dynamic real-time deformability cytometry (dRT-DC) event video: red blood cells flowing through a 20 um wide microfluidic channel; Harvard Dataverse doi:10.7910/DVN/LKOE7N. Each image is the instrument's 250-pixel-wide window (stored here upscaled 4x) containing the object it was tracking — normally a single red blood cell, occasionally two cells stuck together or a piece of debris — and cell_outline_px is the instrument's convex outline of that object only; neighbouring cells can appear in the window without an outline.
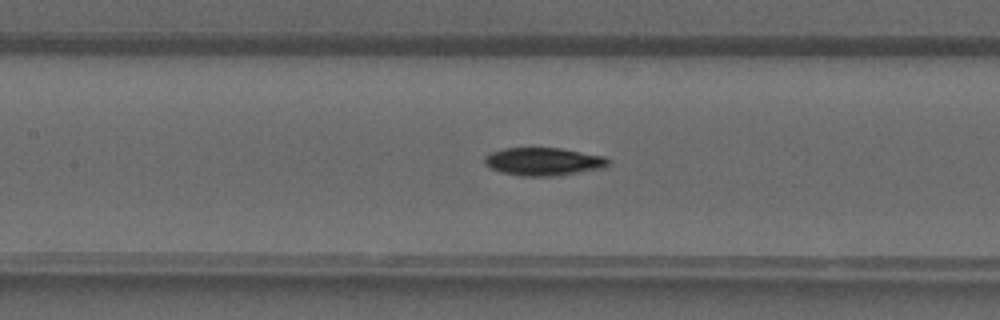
{"species": "common noctule bat (a hibernating species)", "species_latin": "Nyctalus noctula", "temperature_condition": "warm", "stored_images_in_passage": 41, "camera_frame_rate_fps": 3000, "um_per_image_px": 0.085, "animal": {"sex": "male", "forearm_length_mm": 52.5}, "frame": {"image": 1, "passage_image": 19, "time_ms": 6.0, "image_size_px": [1000, 320], "cell_outline_px": [[612, 164], [604, 168], [552, 176], [520, 176], [500, 172], [484, 164], [484, 156], [492, 152], [504, 148], [560, 148], [604, 156], [612, 160]], "centroid_in_image_um": [46.22, 13.73], "position_along_channel_um": 161.2, "area_um2": 20.23}}
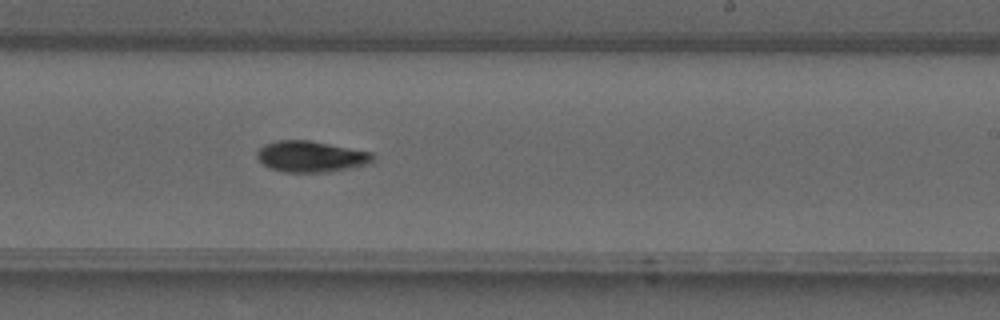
{"frame": {"image": 2, "passage_image": 25, "time_ms": 8.0, "image_size_px": [1000, 320], "cell_outline_px": [[372, 160], [368, 164], [328, 172], [284, 172], [268, 168], [256, 156], [256, 152], [264, 144], [276, 140], [308, 140], [372, 152]], "centroid_in_image_um": [26.38, 13.3], "position_along_channel_um": 262.6, "area_um2": 20.87}}
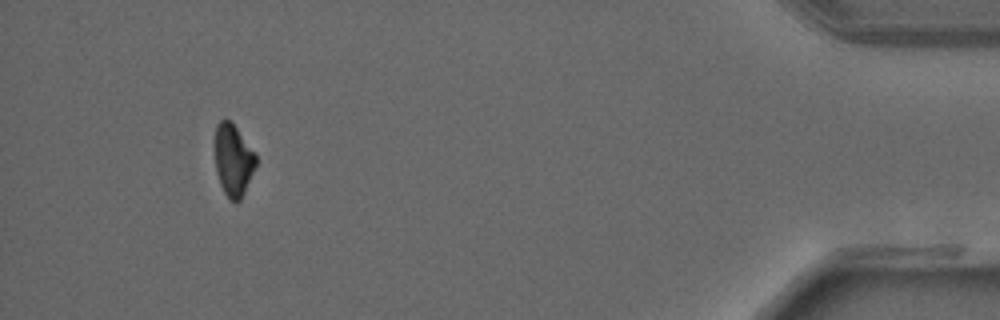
{"frame": {"image": 3, "passage_image": 38, "time_ms": 12.333, "image_size_px": [1000, 320], "cell_outline_px": [[256, 164], [244, 192], [240, 200], [228, 200], [220, 184], [216, 172], [216, 124], [220, 120], [228, 120], [236, 128], [256, 156]], "centroid_in_image_um": [19.81, 13.64], "position_along_channel_um": 415.4, "area_um2": 16.53}}